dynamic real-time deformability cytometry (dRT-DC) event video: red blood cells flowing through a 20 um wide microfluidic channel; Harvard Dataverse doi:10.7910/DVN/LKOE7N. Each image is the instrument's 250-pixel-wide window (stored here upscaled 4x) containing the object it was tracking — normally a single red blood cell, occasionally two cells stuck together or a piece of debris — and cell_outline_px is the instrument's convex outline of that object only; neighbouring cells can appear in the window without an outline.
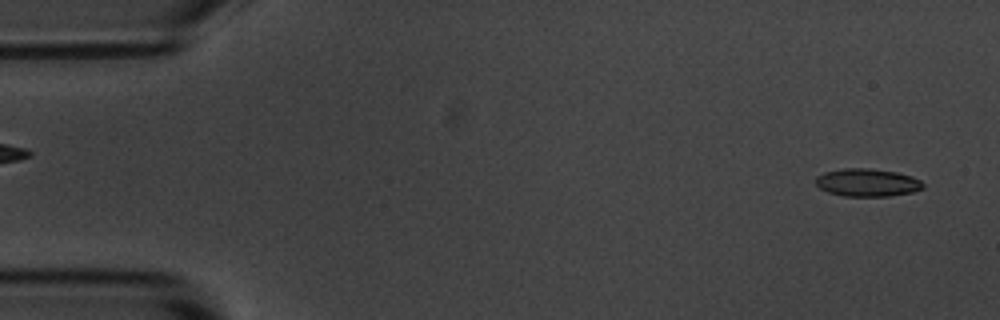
{"species": "common noctule bat (a hibernating species)", "species_latin": "Nyctalus noctula", "temperature_condition": "room temperature", "stored_images_in_passage": 55, "segment_of_instrument_passage": [1, 2], "camera_frame_rate_fps": 3000, "um_per_image_px": 0.085, "animal": {"sex": "male", "body_mass_g": 20.1, "forearm_length_mm": 53.5}, "frame": {"image": 1, "passage_image": 1, "time_ms": 0.0, "image_size_px": [1000, 320], "cell_outline_px": [[924, 188], [912, 192], [888, 196], [844, 196], [828, 192], [820, 188], [816, 184], [816, 176], [824, 172], [844, 168], [868, 168], [896, 172], [912, 176], [920, 180], [924, 184]], "centroid_in_image_um": [73.72, 15.51], "position_along_channel_um": 11.3, "area_um2": 17.4}}
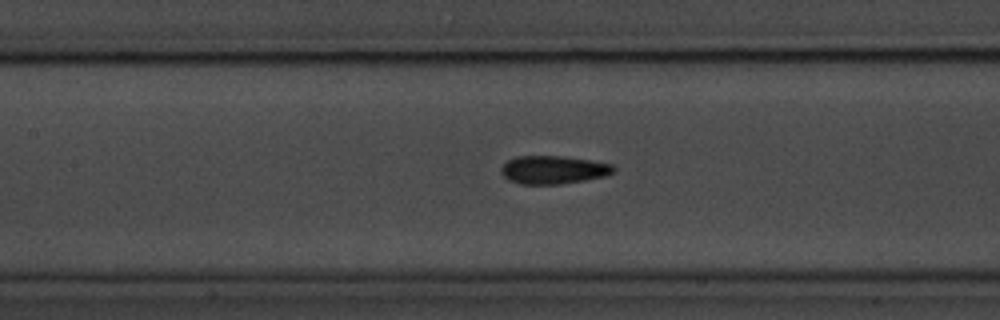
{"frame": {"image": 2, "passage_image": 23, "time_ms": 7.333, "image_size_px": [1000, 320], "cell_outline_px": [[616, 168], [612, 172], [604, 176], [584, 180], [560, 184], [520, 184], [508, 180], [500, 172], [500, 168], [508, 160], [516, 156], [564, 156], [592, 160], [612, 164]], "centroid_in_image_um": [47.01, 14.43], "position_along_channel_um": 160.4, "area_um2": 18.5}}
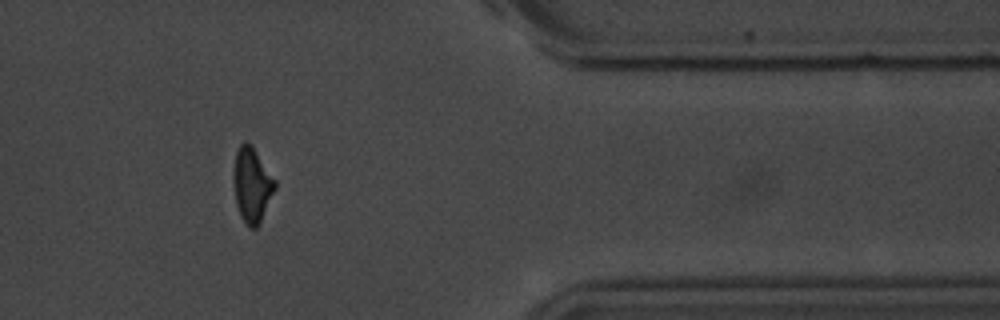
{"frame": {"image": 3, "passage_image": 44, "time_ms": 14.333, "image_size_px": [1000, 320], "cell_outline_px": [[276, 188], [260, 224], [256, 228], [248, 228], [240, 216], [236, 204], [232, 180], [232, 168], [236, 152], [240, 144], [244, 140], [252, 144], [276, 180]], "centroid_in_image_um": [21.4, 15.7], "position_along_channel_um": 390.0, "area_um2": 18.67}}